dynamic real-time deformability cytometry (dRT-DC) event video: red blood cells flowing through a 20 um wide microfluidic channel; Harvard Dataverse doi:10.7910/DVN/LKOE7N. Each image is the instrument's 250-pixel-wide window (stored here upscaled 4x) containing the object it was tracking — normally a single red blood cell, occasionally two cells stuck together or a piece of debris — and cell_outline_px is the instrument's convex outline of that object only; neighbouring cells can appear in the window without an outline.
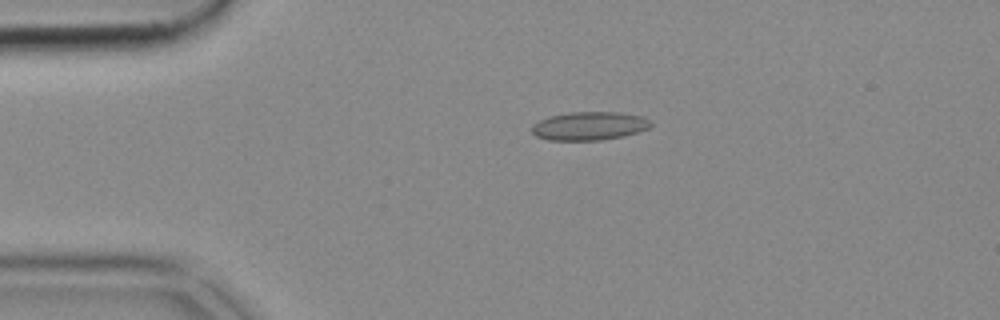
{"species": "common noctule bat (a hibernating species)", "species_latin": "Nyctalus noctula", "temperature_condition": "cold", "stored_images_in_passage": 48, "camera_frame_rate_fps": 3000, "um_per_image_px": 0.085, "animal": {"sex": "female", "body_mass_g": 18.4}, "frame": {"image": 1, "passage_image": 7, "time_ms": 2.0, "image_size_px": [1000, 320], "cell_outline_px": [[652, 124], [648, 128], [640, 132], [624, 136], [600, 140], [548, 140], [536, 136], [532, 132], [532, 124], [548, 116], [568, 112], [620, 112], [644, 116], [652, 120]], "centroid_in_image_um": [50.12, 10.7], "position_along_channel_um": 34.9, "area_um2": 20.0}}
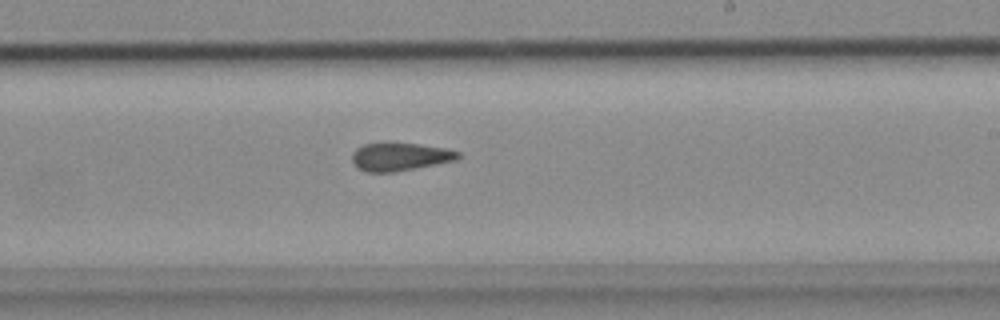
{"frame": {"image": 2, "passage_image": 27, "time_ms": 8.667, "image_size_px": [1000, 320], "cell_outline_px": [[460, 156], [456, 160], [416, 168], [392, 172], [368, 172], [356, 168], [352, 160], [352, 152], [356, 148], [364, 144], [384, 140], [388, 140], [420, 144], [448, 148], [460, 152]], "centroid_in_image_um": [33.96, 13.27], "position_along_channel_um": 255.0, "area_um2": 18.03}}
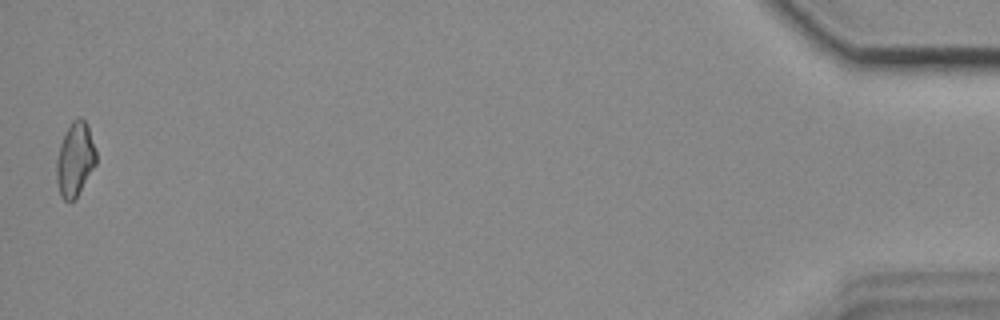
{"frame": {"image": 3, "passage_image": 48, "time_ms": 15.667, "image_size_px": [1000, 320], "cell_outline_px": [[96, 164], [76, 196], [72, 200], [64, 200], [60, 196], [56, 180], [56, 160], [60, 144], [72, 120], [76, 116], [80, 116], [84, 120], [88, 128], [96, 148]], "centroid_in_image_um": [6.37, 13.52], "position_along_channel_um": 428.8, "area_um2": 16.88}}